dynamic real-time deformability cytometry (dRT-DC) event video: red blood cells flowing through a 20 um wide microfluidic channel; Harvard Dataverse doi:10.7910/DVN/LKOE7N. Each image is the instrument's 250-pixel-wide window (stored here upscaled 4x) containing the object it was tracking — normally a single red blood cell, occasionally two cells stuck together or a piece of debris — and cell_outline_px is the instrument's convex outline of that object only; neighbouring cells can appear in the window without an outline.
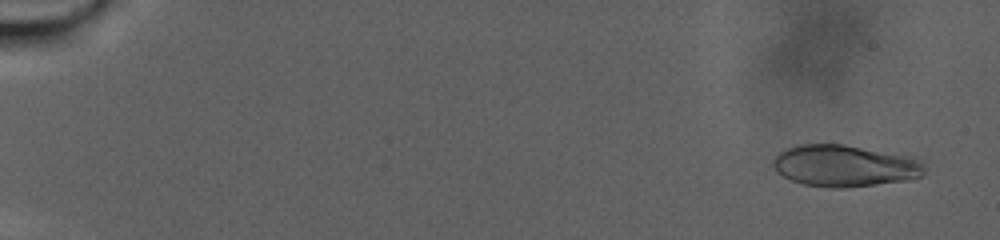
{"species": "human", "species_latin": "Homo sapiens", "temperature_condition": "warm", "stored_images_in_passage": 108, "camera_frame_rate_fps": 3000, "um_per_image_px": 0.085, "donor": {"sex": "male"}, "frame": {"image": 1, "passage_image": 6, "time_ms": 1.667, "image_size_px": [1000, 240], "cell_outline_px": [[924, 172], [920, 176], [908, 180], [844, 188], [832, 188], [804, 184], [792, 180], [776, 172], [772, 164], [772, 160], [780, 152], [788, 148], [800, 144], [844, 144], [912, 156], [920, 160], [924, 164]], "centroid_in_image_um": [71.81, 14.09], "position_along_channel_um": 13.2, "area_um2": 36.82}}
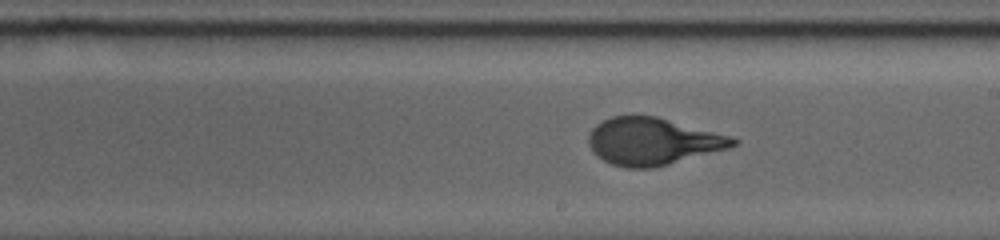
{"frame": {"image": 2, "passage_image": 66, "time_ms": 21.667, "image_size_px": [1000, 240], "cell_outline_px": [[740, 140], [736, 144], [728, 148], [668, 164], [652, 168], [628, 168], [612, 164], [596, 156], [592, 152], [588, 144], [588, 136], [592, 128], [596, 124], [612, 116], [656, 116], [732, 136]], "centroid_in_image_um": [55.46, 12.01], "position_along_channel_um": 233.5, "area_um2": 39.54}}
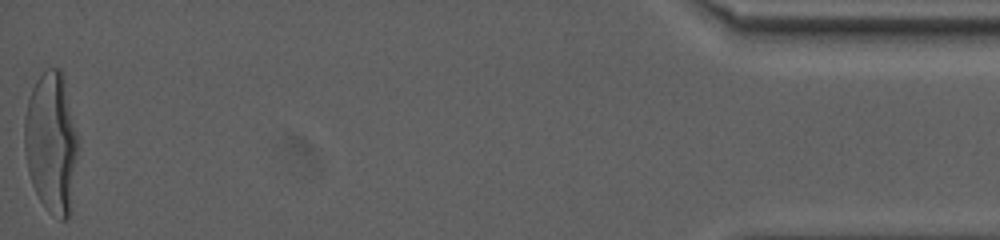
{"frame": {"image": 3, "passage_image": 108, "time_ms": 35.667, "image_size_px": [1000, 240], "cell_outline_px": [[80, 140], [68, 220], [60, 220], [52, 216], [48, 212], [40, 200], [32, 184], [28, 172], [24, 148], [24, 116], [28, 100], [32, 88], [36, 80], [44, 68], [60, 68], [64, 72]], "centroid_in_image_um": [4.39, 12.07], "position_along_channel_um": 430.8, "area_um2": 45.2}}